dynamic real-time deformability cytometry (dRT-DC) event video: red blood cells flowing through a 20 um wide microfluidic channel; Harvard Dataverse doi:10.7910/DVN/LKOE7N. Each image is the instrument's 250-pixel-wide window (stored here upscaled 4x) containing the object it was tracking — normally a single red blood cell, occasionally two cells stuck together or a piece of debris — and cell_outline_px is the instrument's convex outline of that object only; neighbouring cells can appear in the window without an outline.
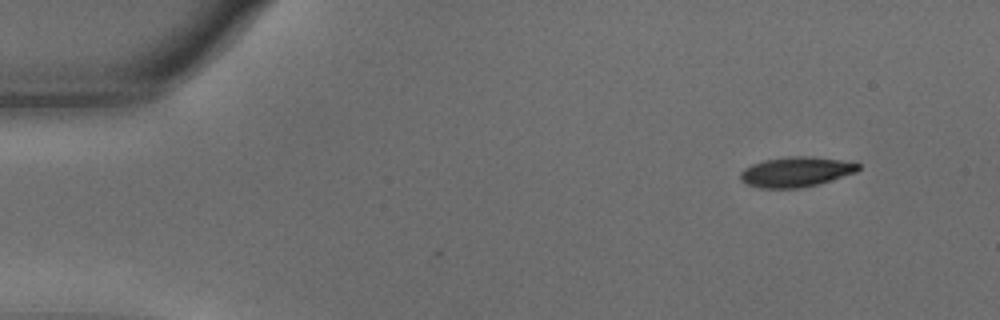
{"species": "common noctule bat (a hibernating species)", "species_latin": "Nyctalus noctula", "temperature_condition": "warm", "stored_images_in_passage": 52, "camera_frame_rate_fps": 3000, "um_per_image_px": 0.085, "animal": {"sex": "male", "body_mass_g": 15.6}, "frame": {"image": 1, "passage_image": 1, "time_ms": 0.0, "image_size_px": [1000, 320], "cell_outline_px": [[860, 168], [856, 172], [816, 184], [800, 188], [760, 188], [748, 184], [740, 180], [740, 172], [744, 168], [752, 164], [764, 160], [788, 156], [812, 156], [840, 160], [860, 164]], "centroid_in_image_um": [67.62, 14.6], "position_along_channel_um": 17.4, "area_um2": 20.46}}
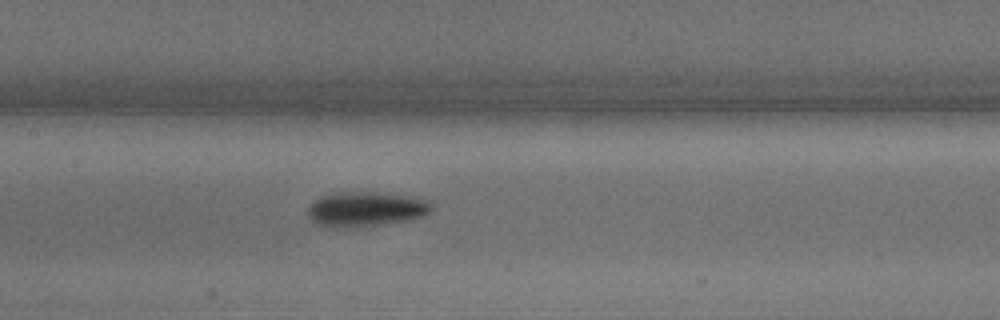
{"frame": {"image": 2, "passage_image": 23, "time_ms": 7.333, "image_size_px": [1000, 320], "cell_outline_px": [[432, 208], [424, 216], [408, 220], [384, 224], [336, 228], [316, 224], [308, 216], [308, 208], [320, 196], [332, 192], [376, 192], [408, 196], [424, 200], [432, 204]], "centroid_in_image_um": [31.06, 17.77], "position_along_channel_um": 176.3, "area_um2": 24.91}}
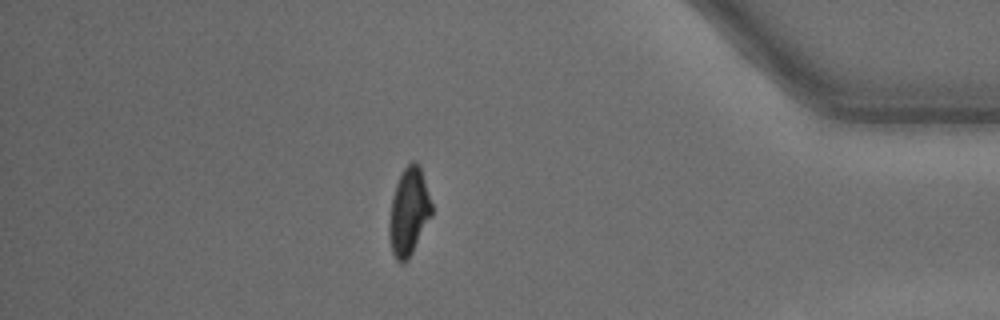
{"frame": {"image": 3, "passage_image": 45, "time_ms": 14.667, "image_size_px": [1000, 320], "cell_outline_px": [[432, 216], [408, 260], [400, 264], [396, 260], [392, 252], [388, 236], [388, 224], [392, 200], [396, 184], [404, 168], [412, 160], [416, 160], [420, 168], [432, 204]], "centroid_in_image_um": [34.74, 18.04], "position_along_channel_um": 400.5, "area_um2": 21.62}, "authors_computed_cell_mechanics": {"area_um2": 22.2819, "velocity_mm_per_s": 3.5499, "shape_relaxation_time_tau1_ms": 2.4502, "shape_relaxation_time_tau2_ms": 4.5668, "deformation_change_tau1": 0.1566, "deformation_change_tau2": 0.1061}}